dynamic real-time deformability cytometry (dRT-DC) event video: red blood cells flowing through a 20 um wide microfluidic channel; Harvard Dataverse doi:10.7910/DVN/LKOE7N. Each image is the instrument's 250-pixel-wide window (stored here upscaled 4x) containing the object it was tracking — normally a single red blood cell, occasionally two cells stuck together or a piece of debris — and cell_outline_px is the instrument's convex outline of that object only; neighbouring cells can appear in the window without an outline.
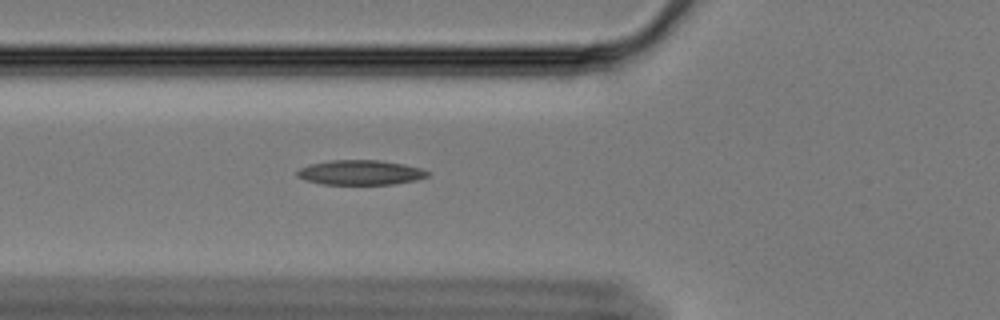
{"species": "Egyptian fruit bat (a non-hibernating species)", "species_latin": "Rousettus aegyptiacus", "temperature_condition": "cold", "stored_images_in_passage": 46, "camera_frame_rate_fps": 3000, "um_per_image_px": 0.085, "animal": {"sex": "female"}, "frame": {"image": 1, "passage_image": 9, "time_ms": 2.667, "image_size_px": [1000, 320], "cell_outline_px": [[432, 172], [428, 176], [416, 180], [392, 184], [324, 184], [308, 180], [296, 176], [296, 172], [300, 168], [308, 164], [332, 160], [380, 160], [404, 164], [420, 168]], "centroid_in_image_um": [30.66, 14.65], "position_along_channel_um": 95.1, "area_um2": 18.79}}
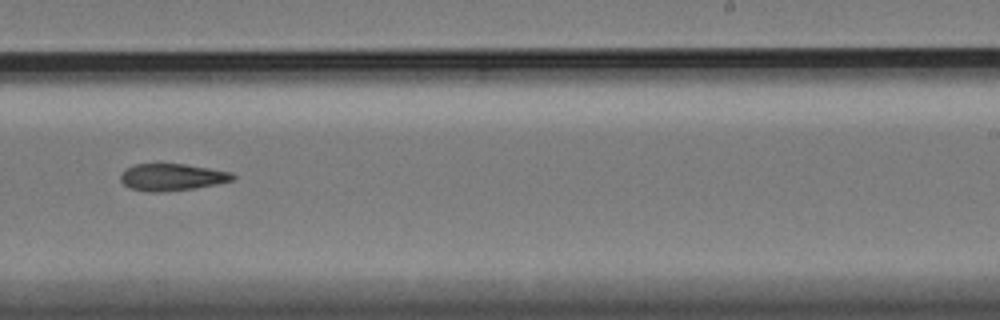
{"frame": {"image": 2, "passage_image": 25, "time_ms": 8.0, "image_size_px": [1000, 320], "cell_outline_px": [[236, 176], [232, 180], [216, 184], [192, 188], [164, 192], [148, 192], [128, 188], [120, 180], [120, 172], [124, 168], [136, 164], [184, 164], [232, 172]], "centroid_in_image_um": [14.56, 15.06], "position_along_channel_um": 274.4, "area_um2": 17.69}}
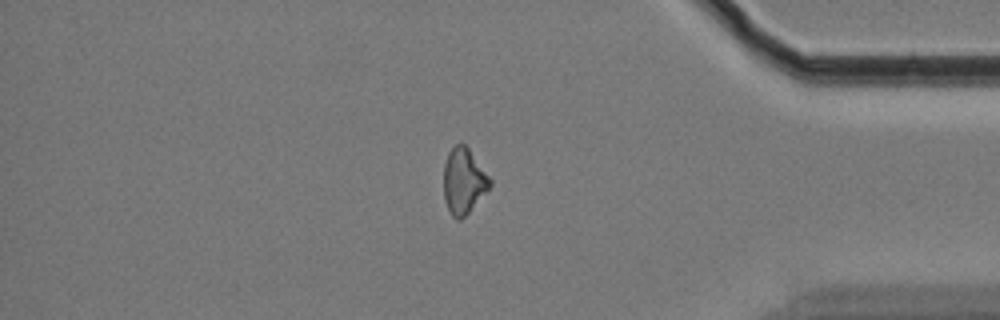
{"frame": {"image": 3, "passage_image": 38, "time_ms": 12.333, "image_size_px": [1000, 320], "cell_outline_px": [[492, 184], [468, 212], [460, 220], [456, 220], [452, 216], [444, 200], [444, 164], [448, 152], [456, 144], [464, 144], [468, 148], [492, 180]], "centroid_in_image_um": [39.39, 15.39], "position_along_channel_um": 395.8, "area_um2": 17.4}}